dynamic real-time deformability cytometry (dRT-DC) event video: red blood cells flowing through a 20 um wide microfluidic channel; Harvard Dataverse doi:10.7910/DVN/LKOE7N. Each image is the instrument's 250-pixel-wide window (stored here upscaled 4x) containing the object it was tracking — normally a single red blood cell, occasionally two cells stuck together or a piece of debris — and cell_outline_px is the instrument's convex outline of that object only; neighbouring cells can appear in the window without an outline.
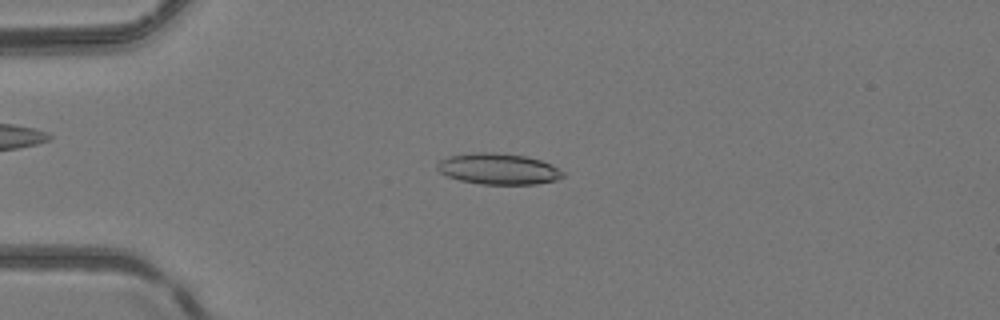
{"species": "common noctule bat (a hibernating species)", "species_latin": "Nyctalus noctula", "temperature_condition": "room temperature", "stored_images_in_passage": 49, "camera_frame_rate_fps": 3000, "um_per_image_px": 0.085, "animal": {"sex": "female", "body_mass_g": 24.6, "forearm_length_mm": 56.2}, "frame": {"image": 1, "passage_image": 12, "time_ms": 3.667, "image_size_px": [1000, 320], "cell_outline_px": [[552, 176], [548, 180], [524, 184], [496, 184], [468, 180], [456, 176], [464, 156], [516, 156], [536, 160], [548, 164], [552, 168]], "centroid_in_image_um": [42.83, 14.45], "position_along_channel_um": 42.2, "area_um2": 16.3}}
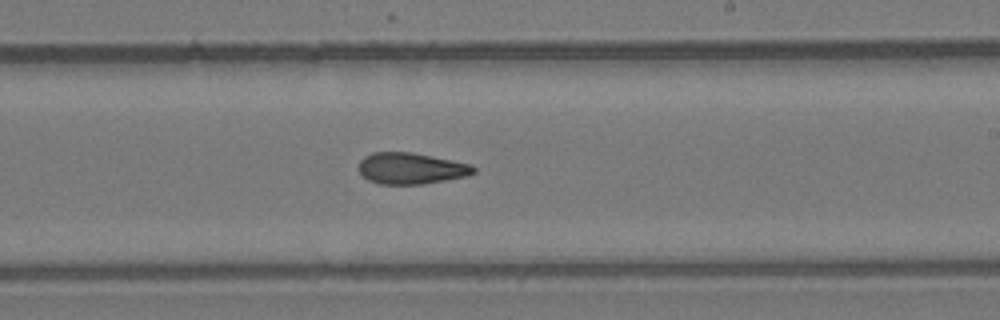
{"frame": {"image": 2, "passage_image": 29, "time_ms": 9.333, "image_size_px": [1000, 320], "cell_outline_px": [[472, 172], [456, 176], [432, 180], [404, 184], [392, 184], [376, 180], [368, 176], [360, 168], [360, 164], [368, 156], [384, 152], [396, 152], [424, 156], [464, 164], [472, 168]], "centroid_in_image_um": [34.84, 14.29], "position_along_channel_um": 254.2, "area_um2": 17.8}}
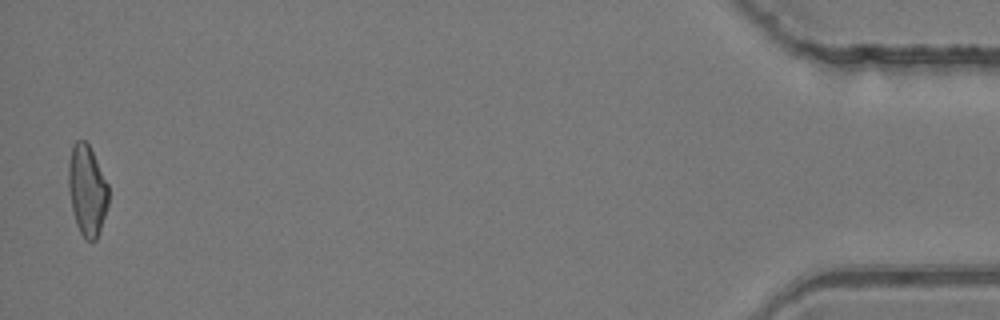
{"frame": {"image": 3, "passage_image": 48, "time_ms": 15.667, "image_size_px": [1000, 320], "cell_outline_px": [[108, 200], [96, 236], [84, 232], [80, 228], [76, 216], [72, 200], [72, 152], [84, 144], [88, 144], [108, 188]], "centroid_in_image_um": [7.49, 16.18], "position_along_channel_um": 427.7, "area_um2": 17.28}, "authors_computed_cell_mechanics": {"area_um2": 17.34, "velocity_mm_per_s": 4.229, "shape_relaxation_time_tau1_ms": null, "shape_relaxation_time_tau2_ms": 3.8605, "deformation_change_tau1": null, "deformation_change_tau2": 0.1251}}